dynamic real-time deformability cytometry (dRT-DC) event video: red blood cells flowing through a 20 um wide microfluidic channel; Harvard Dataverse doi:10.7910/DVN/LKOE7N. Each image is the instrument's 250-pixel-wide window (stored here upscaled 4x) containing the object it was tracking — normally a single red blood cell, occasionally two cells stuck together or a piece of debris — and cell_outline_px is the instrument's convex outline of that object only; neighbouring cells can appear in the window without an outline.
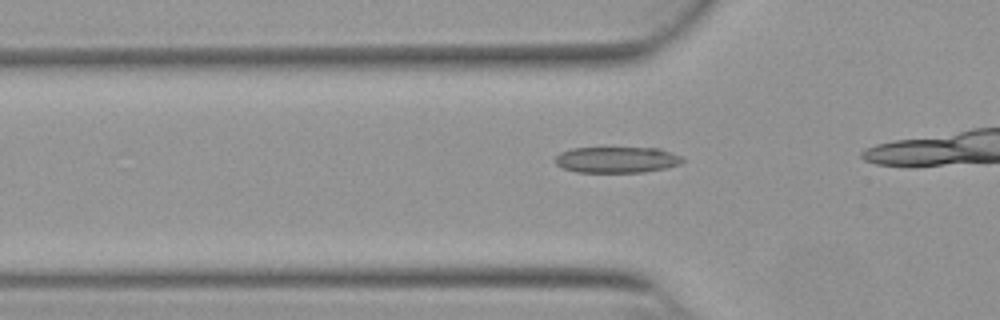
{"species": "Egyptian fruit bat (a non-hibernating species)", "species_latin": "Rousettus aegyptiacus", "temperature_condition": "warm", "stored_images_in_passage": 15, "camera_frame_rate_fps": 3000, "um_per_image_px": 0.085, "animal": {"sex": "female"}, "frame": {"image": 1, "passage_image": 5, "time_ms": 1.333, "image_size_px": [1000, 320], "cell_outline_px": [[684, 160], [680, 164], [664, 168], [644, 172], [576, 172], [564, 168], [556, 164], [556, 156], [560, 152], [572, 148], [660, 148], [684, 156]], "centroid_in_image_um": [52.46, 13.57], "position_along_channel_um": 73.3, "area_um2": 19.36}}
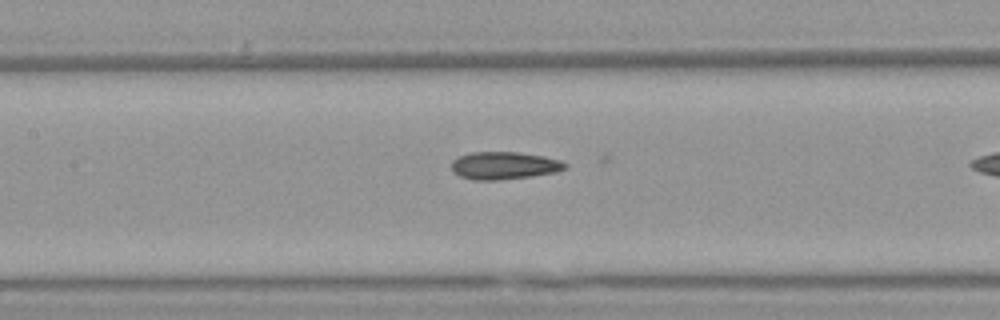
{"frame": {"image": 2, "passage_image": 12, "time_ms": 3.667, "image_size_px": [1000, 320], "cell_outline_px": [[568, 168], [556, 172], [532, 176], [496, 180], [472, 180], [460, 176], [452, 168], [452, 160], [460, 156], [472, 152], [520, 152], [544, 156], [560, 160], [568, 164]], "centroid_in_image_um": [42.9, 14.07], "position_along_channel_um": 164.5, "area_um2": 18.26}}